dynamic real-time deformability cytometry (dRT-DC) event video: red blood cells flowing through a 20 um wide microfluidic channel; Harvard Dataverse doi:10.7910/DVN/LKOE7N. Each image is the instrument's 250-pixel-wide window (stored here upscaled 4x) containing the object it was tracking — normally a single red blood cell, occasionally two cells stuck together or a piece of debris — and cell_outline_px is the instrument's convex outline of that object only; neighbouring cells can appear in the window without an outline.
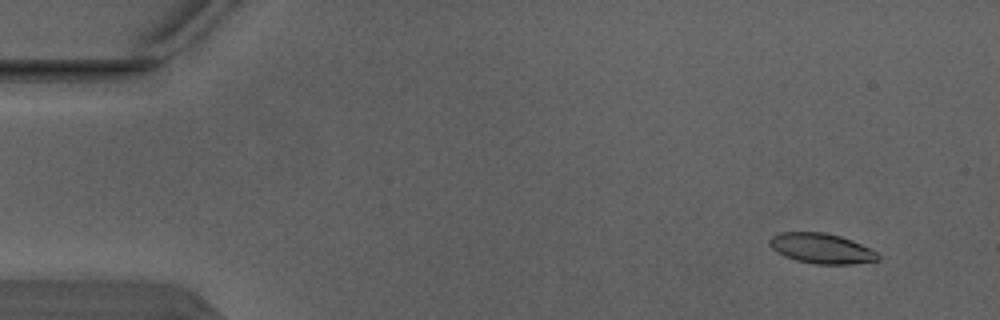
{"species": "Egyptian fruit bat (a non-hibernating species)", "species_latin": "Rousettus aegyptiacus", "temperature_condition": "warm", "stored_images_in_passage": 5, "camera_frame_rate_fps": 3000, "um_per_image_px": 0.085, "animal": {"sex": "male"}, "frame": {"image": 1, "passage_image": 1, "time_ms": 0.0, "image_size_px": [1000, 320], "cell_outline_px": [[880, 260], [852, 264], [816, 264], [796, 260], [784, 256], [776, 252], [768, 244], [768, 240], [772, 236], [780, 232], [824, 232], [840, 236], [852, 240], [876, 252], [880, 256]], "centroid_in_image_um": [69.79, 21.11], "position_along_channel_um": 15.2, "area_um2": 19.07}}